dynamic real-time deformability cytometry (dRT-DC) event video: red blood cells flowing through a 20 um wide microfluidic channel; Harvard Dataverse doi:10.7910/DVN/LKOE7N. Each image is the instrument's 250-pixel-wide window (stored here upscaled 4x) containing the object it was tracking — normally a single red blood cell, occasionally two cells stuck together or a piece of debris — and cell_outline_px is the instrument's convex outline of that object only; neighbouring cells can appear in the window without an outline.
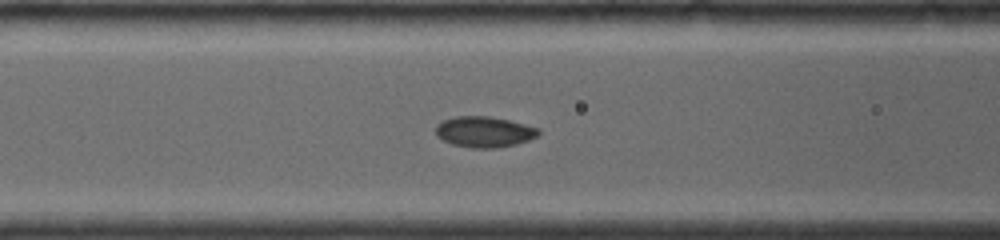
{"species": "common noctule bat (a hibernating species)", "species_latin": "Nyctalus noctula", "temperature_condition": "room temperature", "stored_images_in_passage": 18, "camera_frame_rate_fps": 4000, "um_per_image_px": 0.085, "animal": {"sex": "female", "body_mass_g": 19.0, "forearm_length_mm": 56.7}, "frame": {"image": 1, "passage_image": 6, "time_ms": 3.75, "image_size_px": [1000, 240], "cell_outline_px": [[540, 132], [536, 136], [528, 140], [516, 144], [496, 148], [472, 148], [452, 144], [436, 136], [436, 124], [444, 120], [456, 116], [492, 116], [540, 128]], "centroid_in_image_um": [41.15, 11.2], "position_along_channel_um": 125.4, "area_um2": 18.44}}
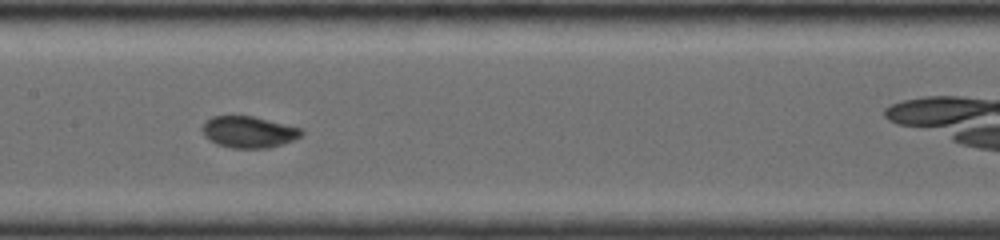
{"frame": {"image": 2, "passage_image": 8, "time_ms": 5.25, "image_size_px": [1000, 240], "cell_outline_px": [[304, 132], [300, 136], [292, 140], [268, 148], [232, 148], [216, 144], [204, 136], [200, 128], [204, 120], [212, 116], [252, 116], [304, 128]], "centroid_in_image_um": [21.1, 11.21], "position_along_channel_um": 186.3, "area_um2": 18.38}}
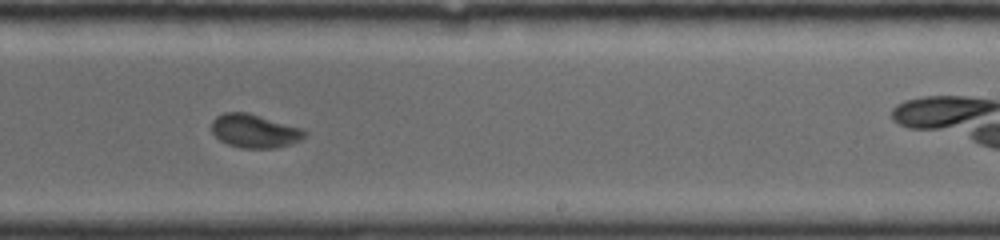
{"frame": {"image": 3, "passage_image": 11, "time_ms": 7.25, "image_size_px": [1000, 240], "cell_outline_px": [[308, 132], [300, 140], [292, 144], [276, 148], [240, 148], [228, 144], [220, 140], [212, 132], [212, 120], [216, 116], [224, 112], [248, 112], [304, 128]], "centroid_in_image_um": [21.66, 11.13], "position_along_channel_um": 267.3, "area_um2": 18.44}}